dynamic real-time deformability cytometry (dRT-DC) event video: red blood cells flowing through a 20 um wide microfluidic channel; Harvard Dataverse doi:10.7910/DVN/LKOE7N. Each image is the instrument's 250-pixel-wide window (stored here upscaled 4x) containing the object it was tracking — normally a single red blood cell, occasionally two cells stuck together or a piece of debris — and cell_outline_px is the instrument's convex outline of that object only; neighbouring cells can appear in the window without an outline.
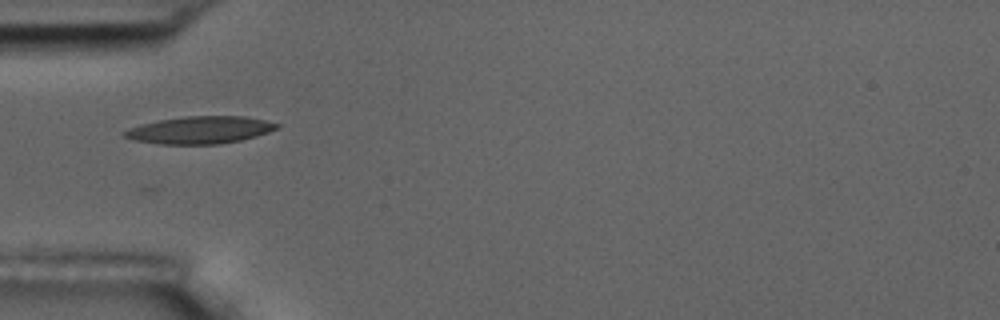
{"species": "common noctule bat (a hibernating species)", "species_latin": "Nyctalus noctula", "temperature_condition": "room temperature", "stored_images_in_passage": 6, "camera_frame_rate_fps": 3000, "um_per_image_px": 0.085, "animal": {"sex": "male", "body_mass_g": 17.5, "forearm_length_mm": 52.3}, "frame": {"image": 1, "passage_image": 2, "time_ms": 1.0, "image_size_px": [1000, 320], "cell_outline_px": [[280, 128], [256, 136], [240, 140], [220, 144], [156, 144], [136, 140], [124, 136], [120, 132], [128, 128], [140, 124], [160, 120], [184, 116], [248, 116], [280, 124]], "centroid_in_image_um": [17.0, 11.04], "position_along_channel_um": 68.0, "area_um2": 24.39}}
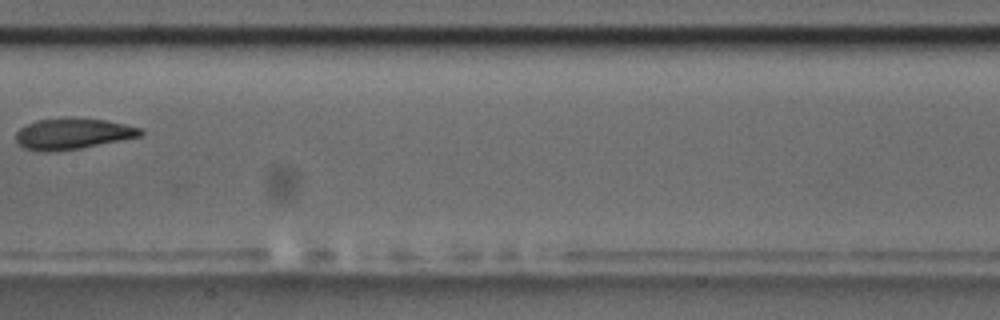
{"frame": {"image": 2, "passage_image": 5, "time_ms": 4.667, "image_size_px": [1000, 320], "cell_outline_px": [[144, 132], [140, 136], [80, 148], [48, 152], [44, 152], [24, 148], [16, 140], [16, 132], [20, 128], [36, 120], [68, 116], [72, 116], [104, 120], [144, 128]], "centroid_in_image_um": [6.17, 11.34], "position_along_channel_um": 201.2, "area_um2": 22.66}}
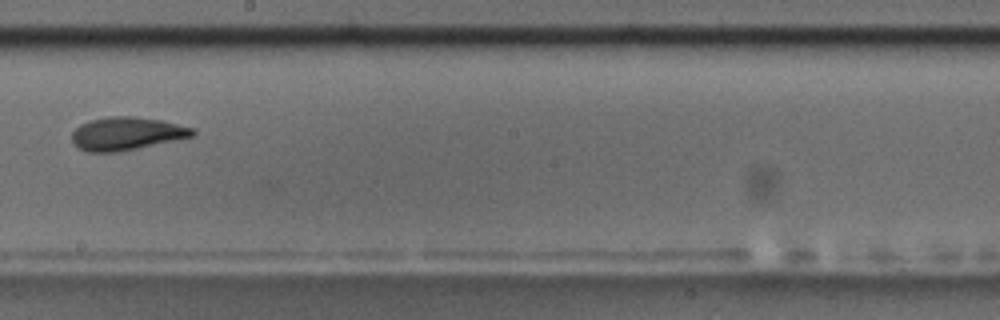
{"frame": {"image": 3, "passage_image": 6, "time_ms": 5.667, "image_size_px": [1000, 320], "cell_outline_px": [[196, 132], [192, 136], [136, 148], [116, 152], [88, 152], [72, 144], [72, 132], [80, 124], [88, 120], [108, 116], [132, 116], [160, 120], [196, 128]], "centroid_in_image_um": [10.72, 11.34], "position_along_channel_um": 237.5, "area_um2": 23.12}}